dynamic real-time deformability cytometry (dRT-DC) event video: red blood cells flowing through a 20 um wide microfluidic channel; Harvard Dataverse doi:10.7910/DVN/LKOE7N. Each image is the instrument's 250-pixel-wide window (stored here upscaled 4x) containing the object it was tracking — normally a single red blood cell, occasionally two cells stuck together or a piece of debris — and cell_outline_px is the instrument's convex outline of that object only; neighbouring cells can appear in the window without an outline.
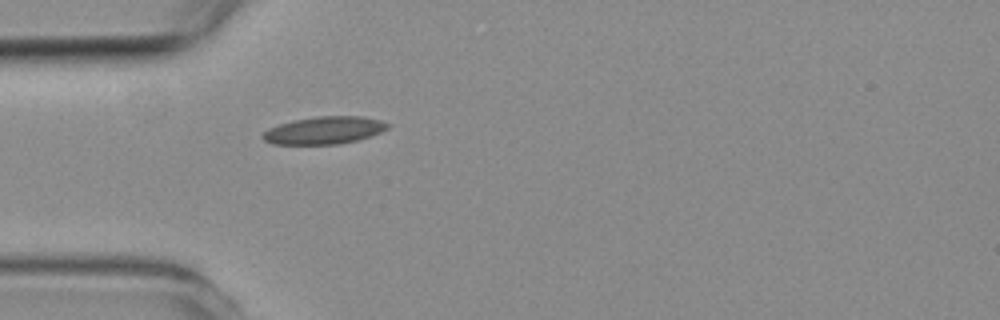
{"species": "common noctule bat (a hibernating species)", "species_latin": "Nyctalus noctula", "temperature_condition": "room temperature", "stored_images_in_passage": 3, "camera_frame_rate_fps": 3000, "um_per_image_px": 0.085, "animal": {"sex": "female", "body_mass_g": 19.3, "forearm_length_mm": 54.1}, "frame": {"image": 1, "passage_image": 3, "time_ms": 3.333, "image_size_px": [1000, 320], "cell_outline_px": [[388, 128], [380, 132], [356, 140], [336, 144], [272, 144], [264, 140], [260, 136], [268, 128], [280, 124], [296, 120], [320, 116], [360, 116], [380, 120], [388, 124]], "centroid_in_image_um": [27.52, 11.08], "position_along_channel_um": 57.5, "area_um2": 19.65}}